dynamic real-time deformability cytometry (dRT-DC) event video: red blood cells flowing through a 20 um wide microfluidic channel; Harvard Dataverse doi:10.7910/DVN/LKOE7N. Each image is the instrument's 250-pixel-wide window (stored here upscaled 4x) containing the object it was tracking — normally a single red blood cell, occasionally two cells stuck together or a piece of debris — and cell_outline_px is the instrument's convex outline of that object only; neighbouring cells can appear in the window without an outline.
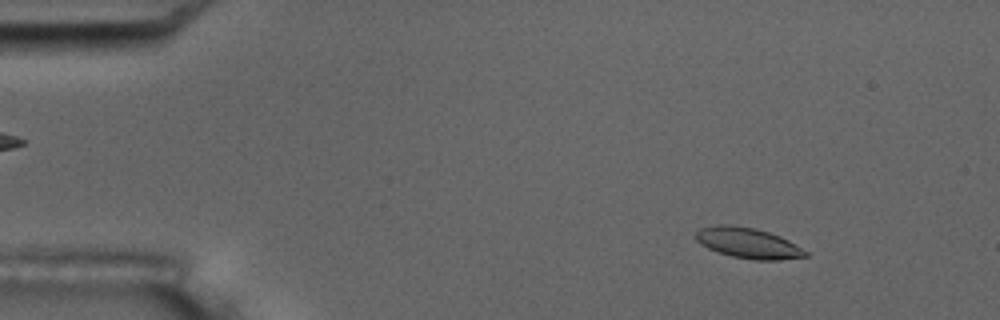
{"species": "common noctule bat (a hibernating species)", "species_latin": "Nyctalus noctula", "temperature_condition": "room temperature", "stored_images_in_passage": 10, "camera_frame_rate_fps": 3000, "um_per_image_px": 0.085, "animal": {"sex": "male", "body_mass_g": 17.5, "forearm_length_mm": 52.3}, "frame": {"image": 1, "passage_image": 2, "time_ms": 1.333, "image_size_px": [1000, 320], "cell_outline_px": [[808, 256], [780, 260], [752, 260], [732, 256], [716, 252], [700, 244], [696, 240], [696, 232], [700, 228], [716, 224], [732, 224], [756, 228], [780, 236], [788, 240], [808, 252]], "centroid_in_image_um": [63.56, 20.65], "position_along_channel_um": 21.4, "area_um2": 19.71}}